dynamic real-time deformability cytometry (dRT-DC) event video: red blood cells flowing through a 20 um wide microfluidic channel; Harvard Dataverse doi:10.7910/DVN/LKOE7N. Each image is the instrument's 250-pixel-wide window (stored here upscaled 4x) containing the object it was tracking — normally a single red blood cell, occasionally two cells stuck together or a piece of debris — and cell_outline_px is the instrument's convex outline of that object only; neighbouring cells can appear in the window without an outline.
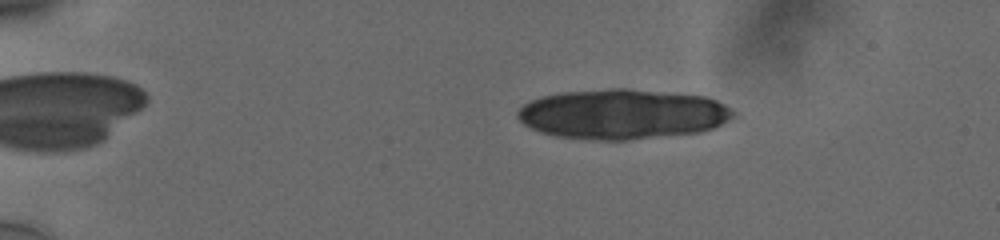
{"species": "human", "species_latin": "Homo sapiens", "temperature_condition": "cold", "stored_images_in_passage": 54, "camera_frame_rate_fps": 3000, "um_per_image_px": 0.085, "donor": {"sex": "male"}, "frame": {"image": 1, "passage_image": 10, "time_ms": 3.0, "image_size_px": [1000, 240], "cell_outline_px": [[736, 116], [712, 128], [700, 132], [628, 140], [592, 140], [556, 136], [540, 132], [528, 128], [516, 116], [516, 112], [528, 100], [556, 92], [608, 88], [628, 88], [704, 96], [716, 100], [724, 104], [736, 112]], "centroid_in_image_um": [52.86, 9.69], "position_along_channel_um": 32.1, "area_um2": 63.41}}